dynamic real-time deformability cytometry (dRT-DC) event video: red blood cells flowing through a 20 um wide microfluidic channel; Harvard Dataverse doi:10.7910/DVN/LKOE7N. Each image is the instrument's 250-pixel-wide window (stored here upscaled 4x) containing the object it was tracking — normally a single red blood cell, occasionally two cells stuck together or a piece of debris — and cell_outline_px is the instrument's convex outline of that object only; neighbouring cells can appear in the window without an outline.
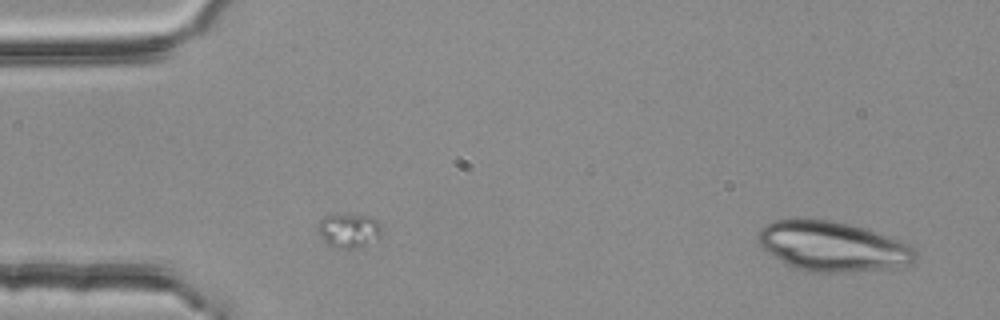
{"species": "common noctule bat (a hibernating species)", "species_latin": "Nyctalus noctula", "temperature_condition": "room temperature", "stored_images_in_passage": 5, "camera_frame_rate_fps": 3000, "um_per_image_px": 0.085, "animal": {"sex": "female", "body_mass_g": 25.1}, "frame": {"image": 1, "passage_image": 5, "time_ms": 1.333, "image_size_px": [1000, 320], "cell_outline_px": [[916, 260], [908, 264], [892, 268], [840, 272], [808, 272], [796, 268], [788, 264], [768, 252], [756, 240], [756, 236], [760, 228], [764, 224], [772, 220], [792, 216], [804, 216], [832, 220], [864, 228], [900, 240], [908, 244], [916, 252]], "centroid_in_image_um": [70.69, 20.89], "position_along_channel_um": 14.3, "area_um2": 46.24}}